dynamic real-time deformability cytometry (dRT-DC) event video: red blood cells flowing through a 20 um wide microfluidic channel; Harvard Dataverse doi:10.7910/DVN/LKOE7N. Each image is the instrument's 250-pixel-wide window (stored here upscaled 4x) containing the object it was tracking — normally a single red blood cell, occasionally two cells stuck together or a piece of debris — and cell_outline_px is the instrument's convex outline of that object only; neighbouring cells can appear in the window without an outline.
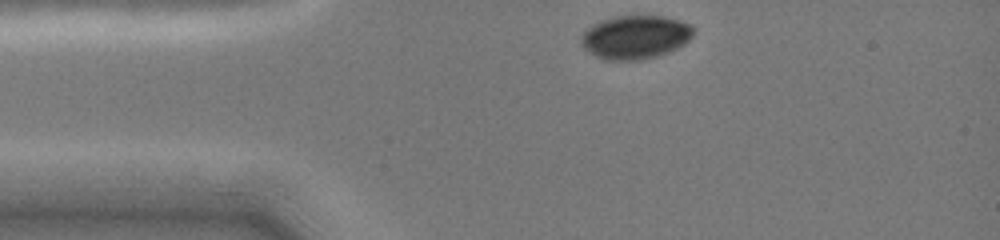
{"species": "common noctule bat (a hibernating species)", "species_latin": "Nyctalus noctula", "temperature_condition": "cold", "stored_images_in_passage": 8, "camera_frame_rate_fps": 3000, "um_per_image_px": 0.085, "animal": {"sex": "female", "body_mass_g": 19.0, "forearm_length_mm": 51.5}, "frame": {"image": 1, "passage_image": 1, "time_ms": 0.0, "image_size_px": [1000, 240], "cell_outline_px": [[692, 36], [684, 44], [668, 52], [656, 56], [640, 60], [608, 60], [596, 56], [584, 48], [580, 44], [580, 36], [592, 24], [600, 20], [612, 16], [664, 16], [680, 20], [688, 24], [692, 28]], "centroid_in_image_um": [53.96, 3.15], "position_along_channel_um": 31.0, "area_um2": 28.44}}
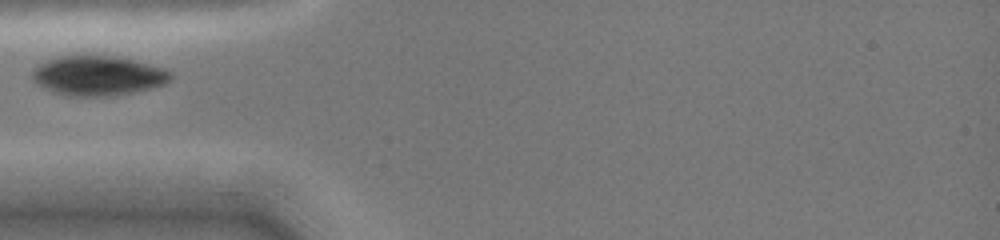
{"frame": {"image": 2, "passage_image": 5, "time_ms": 2.0, "image_size_px": [1000, 240], "cell_outline_px": [[172, 76], [164, 84], [136, 92], [116, 96], [68, 96], [52, 92], [36, 84], [32, 80], [32, 72], [40, 64], [48, 60], [60, 56], [76, 52], [84, 52], [120, 56], [164, 68], [172, 72]], "centroid_in_image_um": [8.3, 6.39], "position_along_channel_um": 76.7, "area_um2": 33.12}}
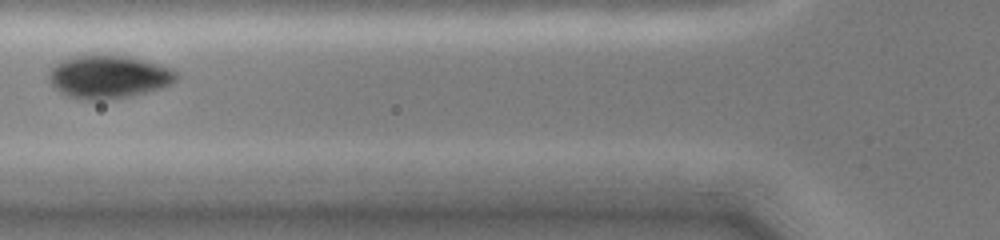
{"frame": {"image": 3, "passage_image": 7, "time_ms": 3.0, "image_size_px": [1000, 240], "cell_outline_px": [[176, 80], [172, 84], [148, 92], [132, 96], [104, 100], [80, 100], [68, 96], [60, 92], [48, 80], [48, 76], [52, 68], [56, 64], [72, 56], [92, 52], [112, 52], [160, 64], [172, 68], [176, 72]], "centroid_in_image_um": [9.23, 6.49], "position_along_channel_um": 116.6, "area_um2": 32.95}}